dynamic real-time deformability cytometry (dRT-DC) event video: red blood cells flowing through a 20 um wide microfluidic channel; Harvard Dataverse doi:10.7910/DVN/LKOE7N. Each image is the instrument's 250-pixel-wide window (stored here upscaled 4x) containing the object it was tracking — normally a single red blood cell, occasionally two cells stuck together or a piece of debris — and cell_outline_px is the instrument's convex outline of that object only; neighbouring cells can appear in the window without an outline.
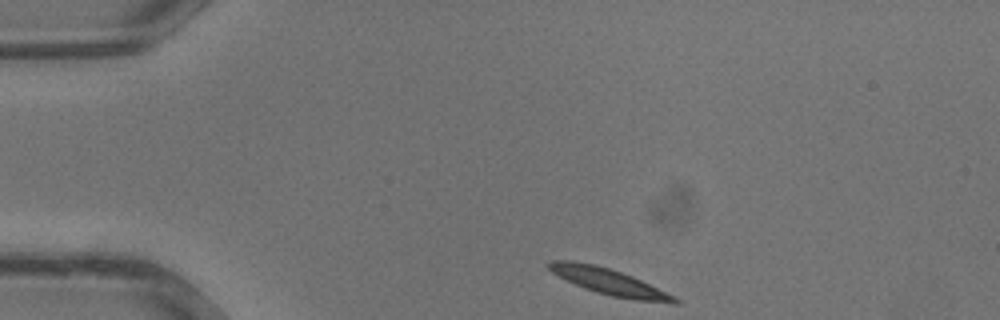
{"species": "common noctule bat (a hibernating species)", "species_latin": "Nyctalus noctula", "temperature_condition": "warm", "stored_images_in_passage": 26, "camera_frame_rate_fps": 3000, "um_per_image_px": 0.085, "animal": {"sex": "male", "body_mass_g": 13.3}, "frame": {"image": 1, "passage_image": 1, "time_ms": 0.0, "image_size_px": [1000, 320], "cell_outline_px": [[680, 304], [676, 304], [636, 300], [612, 296], [596, 292], [584, 288], [552, 272], [544, 264], [548, 260], [572, 260], [596, 264], [632, 276], [676, 296], [680, 300]], "centroid_in_image_um": [51.78, 23.94], "position_along_channel_um": 33.2, "area_um2": 19.25}}
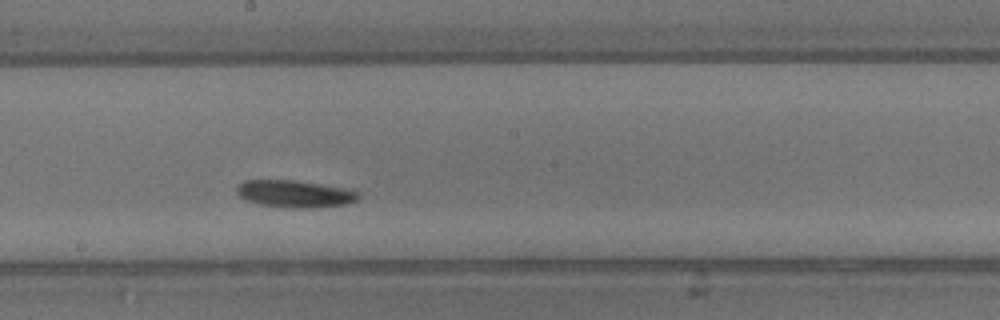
{"frame": {"image": 2, "passage_image": 14, "time_ms": 4.333, "image_size_px": [1000, 320], "cell_outline_px": [[360, 196], [356, 200], [348, 204], [316, 208], [292, 208], [260, 204], [248, 200], [240, 196], [236, 192], [236, 184], [244, 180], [292, 180], [320, 184], [344, 188], [360, 192]], "centroid_in_image_um": [25.06, 16.47], "position_along_channel_um": 223.1, "area_um2": 19.31}}
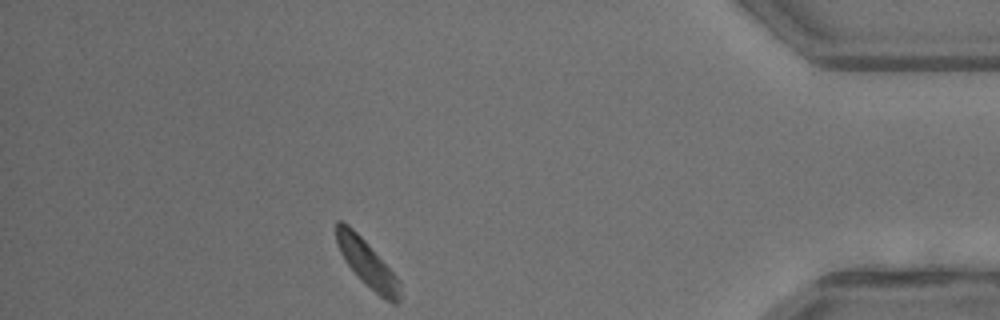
{"frame": {"image": 3, "passage_image": 26, "time_ms": 8.333, "image_size_px": [1000, 320], "cell_outline_px": [[400, 304], [392, 304], [380, 296], [356, 276], [344, 260], [336, 244], [336, 220], [340, 220], [348, 224], [368, 244], [400, 280]], "centroid_in_image_um": [31.2, 22.41], "position_along_channel_um": 404.0, "area_um2": 17.4}}